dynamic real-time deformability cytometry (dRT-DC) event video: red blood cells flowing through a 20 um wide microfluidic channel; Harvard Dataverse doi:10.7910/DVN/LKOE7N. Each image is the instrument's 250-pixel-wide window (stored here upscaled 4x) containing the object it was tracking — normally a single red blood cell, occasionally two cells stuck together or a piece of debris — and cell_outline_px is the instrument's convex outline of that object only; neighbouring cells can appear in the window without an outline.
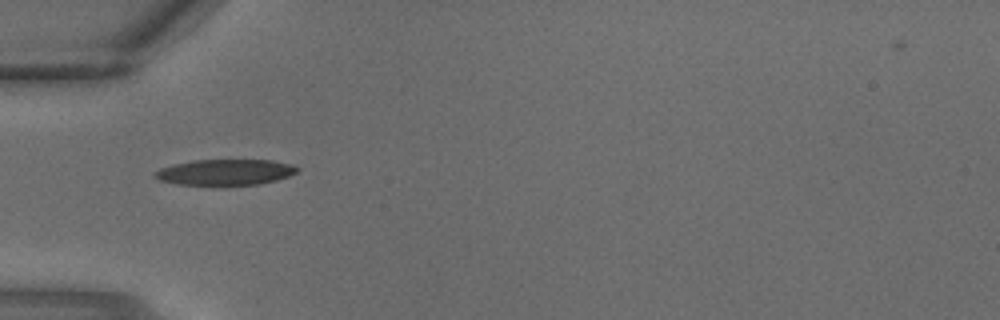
{"species": "common noctule bat (a hibernating species)", "species_latin": "Nyctalus noctula", "temperature_condition": "warm", "stored_images_in_passage": 1, "camera_frame_rate_fps": 3000, "um_per_image_px": 0.085, "animal": {"sex": "male", "body_mass_g": 18.8}, "frame": {"image": 1, "passage_image": 1, "time_ms": 0.0, "image_size_px": [1000, 320], "cell_outline_px": [[300, 168], [296, 172], [288, 176], [276, 180], [260, 184], [216, 188], [212, 188], [176, 184], [160, 180], [152, 176], [152, 172], [160, 168], [172, 164], [192, 160], [272, 160], [292, 164]], "centroid_in_image_um": [19.07, 14.68], "position_along_channel_um": 65.9, "area_um2": 22.6}}